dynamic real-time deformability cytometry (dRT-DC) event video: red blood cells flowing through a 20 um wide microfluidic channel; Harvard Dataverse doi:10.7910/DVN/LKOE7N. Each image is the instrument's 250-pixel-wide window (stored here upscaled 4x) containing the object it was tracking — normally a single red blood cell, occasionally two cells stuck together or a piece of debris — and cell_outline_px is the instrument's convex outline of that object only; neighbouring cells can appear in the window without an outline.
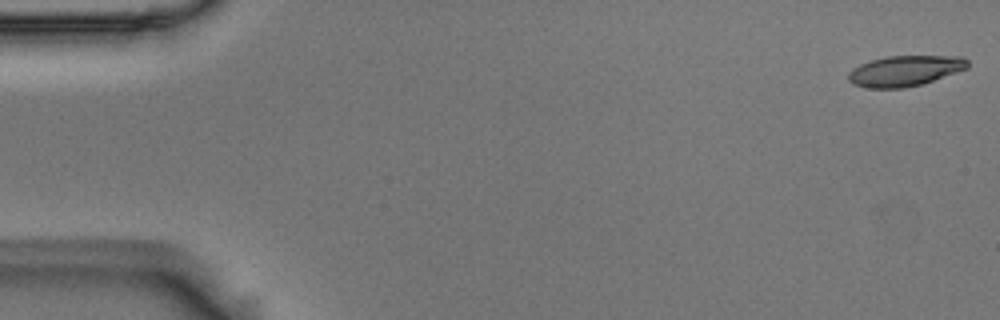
{"species": "Egyptian fruit bat (a non-hibernating species)", "species_latin": "Rousettus aegyptiacus", "temperature_condition": "room temperature", "stored_images_in_passage": 50, "camera_frame_rate_fps": 3000, "um_per_image_px": 0.085, "animal": {"sex": "male"}, "frame": {"image": 1, "passage_image": 1, "time_ms": 0.0, "image_size_px": [1000, 320], "cell_outline_px": [[968, 68], [920, 84], [904, 88], [864, 88], [852, 84], [848, 80], [848, 72], [852, 68], [860, 64], [884, 56], [960, 56], [968, 60]], "centroid_in_image_um": [76.86, 6.02], "position_along_channel_um": 8.1, "area_um2": 21.21}}
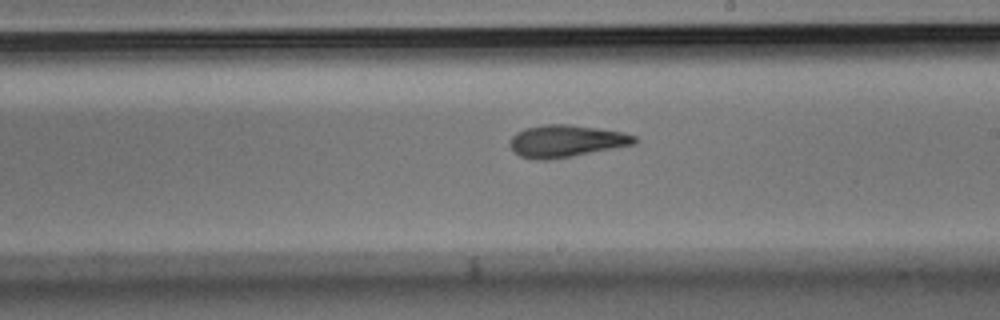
{"frame": {"image": 2, "passage_image": 31, "time_ms": 10.0, "image_size_px": [1000, 320], "cell_outline_px": [[640, 140], [636, 144], [572, 156], [544, 160], [536, 160], [520, 156], [508, 144], [508, 140], [516, 132], [524, 128], [544, 124], [568, 124], [624, 132], [636, 136]], "centroid_in_image_um": [48.13, 11.98], "position_along_channel_um": 240.9, "area_um2": 23.47}}
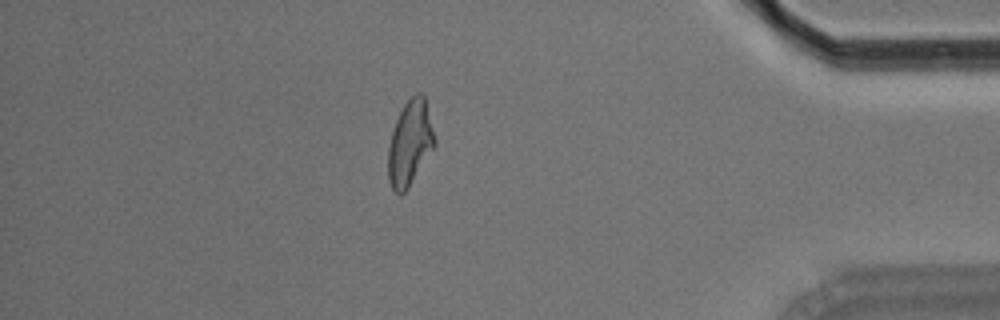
{"frame": {"image": 3, "passage_image": 47, "time_ms": 15.333, "image_size_px": [1000, 320], "cell_outline_px": [[436, 144], [408, 188], [400, 196], [392, 188], [388, 180], [388, 148], [392, 132], [396, 120], [404, 104], [416, 92], [424, 92], [436, 140]], "centroid_in_image_um": [34.85, 12.14], "position_along_channel_um": 400.3, "area_um2": 23.06}}